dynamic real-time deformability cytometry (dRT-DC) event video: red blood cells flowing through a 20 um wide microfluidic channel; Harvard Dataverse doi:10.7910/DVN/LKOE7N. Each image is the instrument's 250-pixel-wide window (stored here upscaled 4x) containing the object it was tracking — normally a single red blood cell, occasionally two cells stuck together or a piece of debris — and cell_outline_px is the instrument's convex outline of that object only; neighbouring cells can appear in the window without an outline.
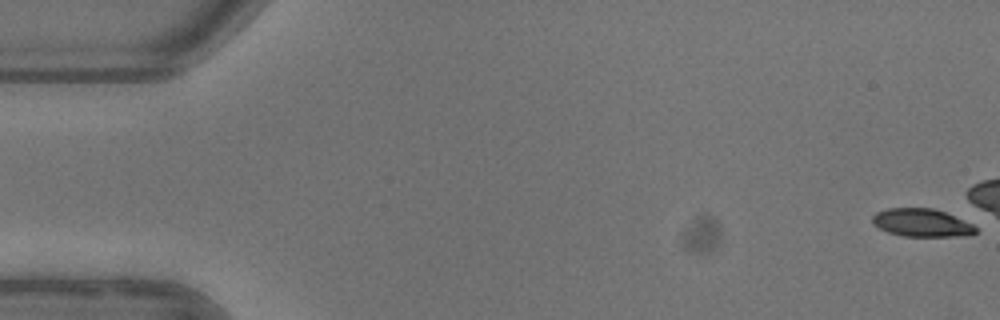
{"species": "common noctule bat (a hibernating species)", "species_latin": "Nyctalus noctula", "temperature_condition": "warm", "stored_images_in_passage": 7, "camera_frame_rate_fps": 3000, "um_per_image_px": 0.085, "animal": {"sex": "female"}, "frame": {"image": 1, "passage_image": 1, "time_ms": 0.0, "image_size_px": [1000, 320], "cell_outline_px": [[976, 232], [972, 236], [904, 236], [888, 232], [872, 224], [872, 216], [876, 212], [888, 208], [932, 208], [944, 212], [972, 224], [976, 228]], "centroid_in_image_um": [78.33, 18.94], "position_along_channel_um": 6.7, "area_um2": 16.76}}